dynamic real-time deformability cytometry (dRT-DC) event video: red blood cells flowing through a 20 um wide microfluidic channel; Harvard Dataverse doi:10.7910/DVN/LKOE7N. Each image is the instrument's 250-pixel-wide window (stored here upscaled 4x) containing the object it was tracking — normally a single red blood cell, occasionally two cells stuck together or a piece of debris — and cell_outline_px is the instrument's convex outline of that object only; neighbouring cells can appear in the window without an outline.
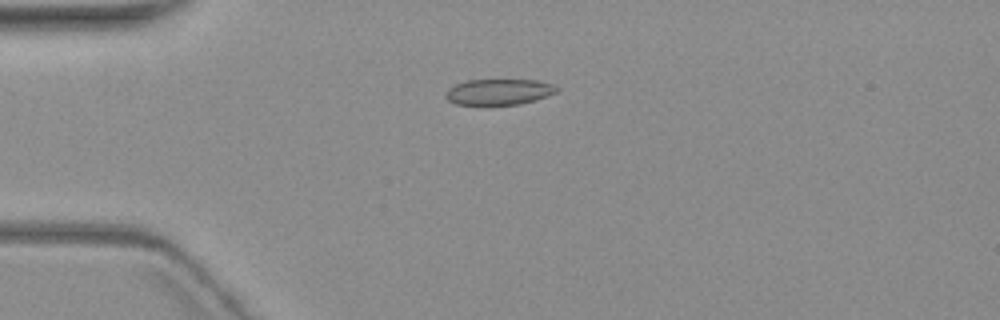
{"species": "common noctule bat (a hibernating species)", "species_latin": "Nyctalus noctula", "temperature_condition": "warm", "stored_images_in_passage": 4, "camera_frame_rate_fps": 3000, "um_per_image_px": 0.085, "animal": {"sex": "female", "body_mass_g": 19.3, "forearm_length_mm": 54.1}, "frame": {"image": 1, "passage_image": 2, "time_ms": 1.0, "image_size_px": [1000, 320], "cell_outline_px": [[560, 88], [556, 92], [536, 100], [520, 104], [484, 108], [456, 104], [448, 100], [444, 96], [444, 92], [448, 88], [464, 80], [536, 80], [552, 84]], "centroid_in_image_um": [42.33, 7.86], "position_along_channel_um": 42.7, "area_um2": 17.63}}
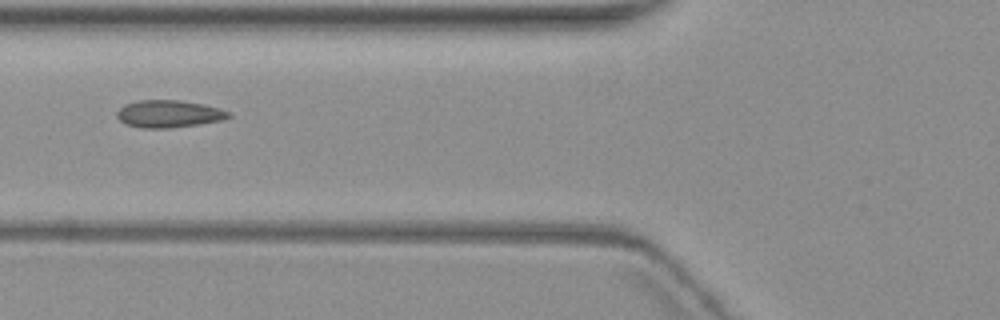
{"frame": {"image": 2, "passage_image": 4, "time_ms": 3.667, "image_size_px": [1000, 320], "cell_outline_px": [[232, 116], [224, 120], [168, 128], [140, 128], [124, 124], [116, 116], [116, 112], [124, 104], [136, 100], [180, 100], [204, 104], [220, 108], [228, 112]], "centroid_in_image_um": [14.32, 9.67], "position_along_channel_um": 111.5, "area_um2": 17.92}}